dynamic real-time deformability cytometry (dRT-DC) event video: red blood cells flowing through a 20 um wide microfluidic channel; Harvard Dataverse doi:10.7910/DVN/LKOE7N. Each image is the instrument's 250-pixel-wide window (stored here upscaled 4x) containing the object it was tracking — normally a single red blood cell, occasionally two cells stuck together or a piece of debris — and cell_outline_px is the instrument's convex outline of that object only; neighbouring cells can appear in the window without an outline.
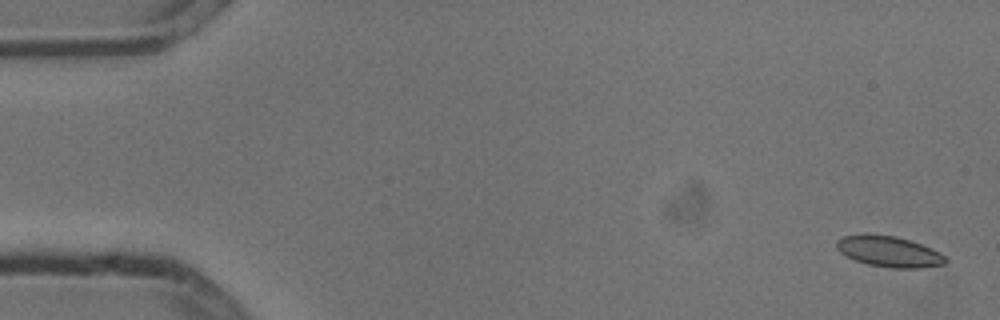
{"species": "common noctule bat (a hibernating species)", "species_latin": "Nyctalus noctula", "temperature_condition": "cold", "stored_images_in_passage": 6, "camera_frame_rate_fps": 3000, "um_per_image_px": 0.085, "animal": {"sex": "male", "body_mass_g": 13.3}, "frame": {"image": 1, "passage_image": 1, "time_ms": 0.0, "image_size_px": [1000, 320], "cell_outline_px": [[948, 260], [944, 264], [920, 268], [888, 268], [868, 264], [856, 260], [840, 252], [836, 248], [836, 240], [844, 236], [864, 232], [896, 236], [920, 244], [940, 252]], "centroid_in_image_um": [75.53, 21.36], "position_along_channel_um": 9.5, "area_um2": 19.71}}
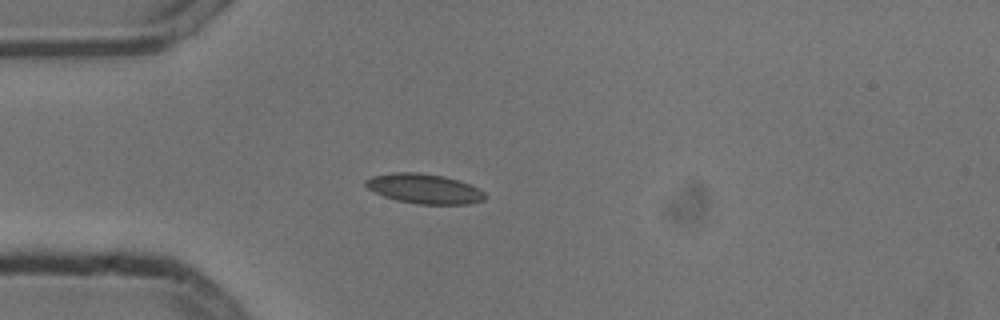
{"frame": {"image": 2, "passage_image": 4, "time_ms": 1.0, "image_size_px": [1000, 320], "cell_outline_px": [[484, 200], [468, 204], [416, 204], [396, 200], [384, 196], [368, 188], [364, 184], [364, 180], [372, 176], [396, 172], [416, 172], [444, 176], [468, 184], [484, 192]], "centroid_in_image_um": [36.02, 16.04], "position_along_channel_um": 49.0, "area_um2": 20.46}}